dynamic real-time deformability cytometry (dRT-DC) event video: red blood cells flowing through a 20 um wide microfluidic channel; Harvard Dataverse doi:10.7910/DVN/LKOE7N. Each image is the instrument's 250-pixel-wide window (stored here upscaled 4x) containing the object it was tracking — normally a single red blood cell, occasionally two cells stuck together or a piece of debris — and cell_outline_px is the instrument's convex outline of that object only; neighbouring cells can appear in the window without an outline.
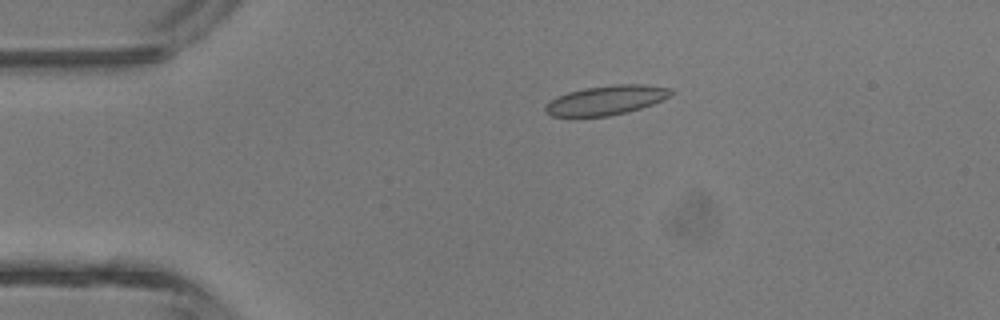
{"species": "common noctule bat (a hibernating species)", "species_latin": "Nyctalus noctula", "temperature_condition": "room temperature", "stored_images_in_passage": 3, "camera_frame_rate_fps": 3000, "um_per_image_px": 0.085, "animal": {"sex": "male", "body_mass_g": 13.3}, "frame": {"image": 1, "passage_image": 3, "time_ms": 2.667, "image_size_px": [1000, 320], "cell_outline_px": [[672, 92], [668, 96], [652, 104], [628, 112], [608, 116], [552, 116], [544, 112], [544, 108], [556, 96], [568, 92], [584, 88], [612, 84], [648, 84], [672, 88]], "centroid_in_image_um": [51.52, 8.5], "position_along_channel_um": 33.5, "area_um2": 21.44}}